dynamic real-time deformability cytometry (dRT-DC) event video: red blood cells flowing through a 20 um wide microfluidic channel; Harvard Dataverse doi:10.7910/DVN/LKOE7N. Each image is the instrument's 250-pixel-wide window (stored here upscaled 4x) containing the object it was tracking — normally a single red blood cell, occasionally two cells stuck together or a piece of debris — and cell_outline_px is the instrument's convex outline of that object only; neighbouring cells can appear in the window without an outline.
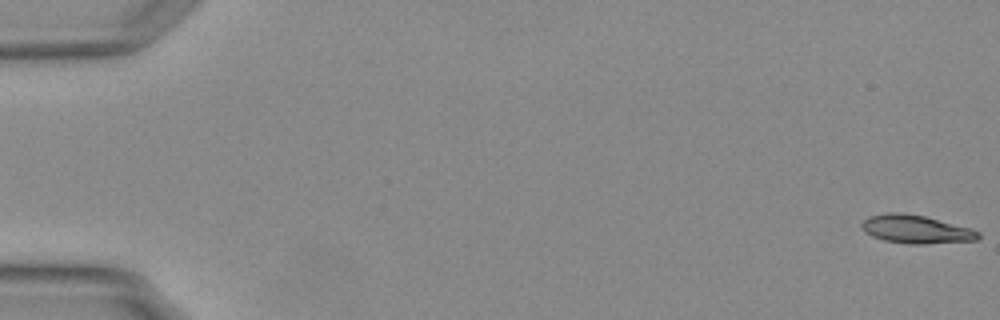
{"species": "Egyptian fruit bat (a non-hibernating species)", "species_latin": "Rousettus aegyptiacus", "temperature_condition": "warm", "stored_images_in_passage": 6, "camera_frame_rate_fps": 3000, "um_per_image_px": 0.085, "animal": {"sex": "female"}, "frame": {"image": 1, "passage_image": 1, "time_ms": 0.0, "image_size_px": [1000, 320], "cell_outline_px": [[980, 236], [976, 240], [924, 244], [908, 244], [884, 240], [872, 236], [864, 232], [860, 228], [860, 224], [868, 216], [888, 212], [900, 212], [924, 216], [972, 228], [980, 232]], "centroid_in_image_um": [77.83, 19.48], "position_along_channel_um": 7.2, "area_um2": 19.36}}